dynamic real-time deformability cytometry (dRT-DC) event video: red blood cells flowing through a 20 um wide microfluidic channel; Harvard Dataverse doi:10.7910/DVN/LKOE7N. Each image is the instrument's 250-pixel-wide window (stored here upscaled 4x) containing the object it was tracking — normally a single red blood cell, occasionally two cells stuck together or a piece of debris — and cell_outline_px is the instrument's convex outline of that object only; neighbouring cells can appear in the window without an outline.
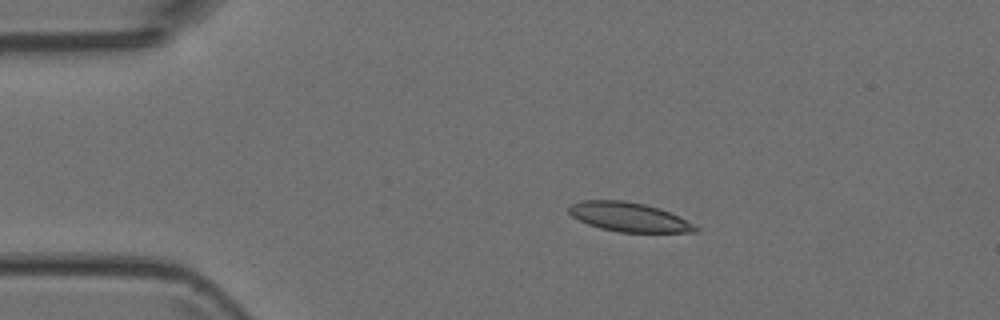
{"species": "Egyptian fruit bat (a non-hibernating species)", "species_latin": "Rousettus aegyptiacus", "temperature_condition": "room temperature", "stored_images_in_passage": 4, "camera_frame_rate_fps": 3000, "um_per_image_px": 0.085, "animal": {"sex": "female"}, "frame": {"image": 1, "passage_image": 3, "time_ms": 2.333, "image_size_px": [1000, 320], "cell_outline_px": [[700, 228], [696, 232], [620, 232], [600, 228], [588, 224], [572, 216], [568, 212], [568, 208], [572, 204], [584, 200], [624, 200], [644, 204], [660, 208]], "centroid_in_image_um": [53.42, 18.44], "position_along_channel_um": 31.6, "area_um2": 21.21}}